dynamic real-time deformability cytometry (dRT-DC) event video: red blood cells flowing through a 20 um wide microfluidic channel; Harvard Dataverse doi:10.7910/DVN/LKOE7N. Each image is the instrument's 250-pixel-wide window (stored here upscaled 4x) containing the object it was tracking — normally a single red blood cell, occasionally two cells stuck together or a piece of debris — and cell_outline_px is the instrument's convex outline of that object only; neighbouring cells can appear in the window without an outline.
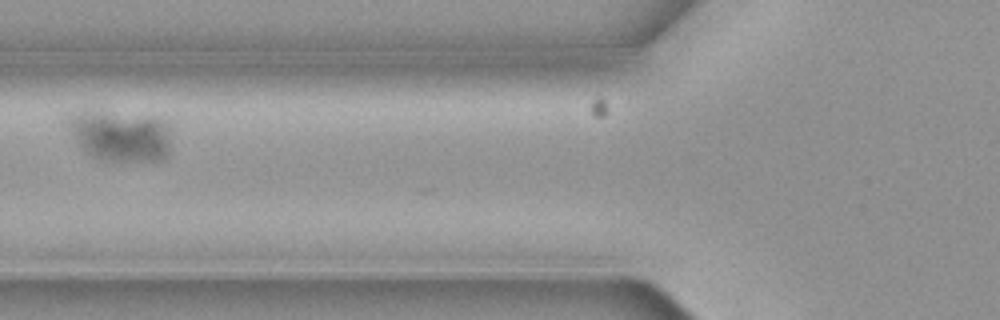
{"species": "common noctule bat (a hibernating species)", "species_latin": "Nyctalus noctula", "temperature_condition": "cold", "stored_images_in_passage": 3, "camera_frame_rate_fps": 3000, "um_per_image_px": 0.085, "animal": {"sex": "female", "body_mass_g": 19.3, "forearm_length_mm": 54.1}, "frame": {"image": 1, "passage_image": 3, "time_ms": 0.667, "image_size_px": [1000, 320], "cell_outline_px": [[172, 128], [168, 156], [164, 160], [96, 160], [84, 152], [80, 148], [64, 124], [64, 116], [68, 112], [80, 108], [92, 108], [160, 116], [172, 120]], "centroid_in_image_um": [10.18, 11.42], "position_along_channel_um": 115.6, "area_um2": 33.41}}